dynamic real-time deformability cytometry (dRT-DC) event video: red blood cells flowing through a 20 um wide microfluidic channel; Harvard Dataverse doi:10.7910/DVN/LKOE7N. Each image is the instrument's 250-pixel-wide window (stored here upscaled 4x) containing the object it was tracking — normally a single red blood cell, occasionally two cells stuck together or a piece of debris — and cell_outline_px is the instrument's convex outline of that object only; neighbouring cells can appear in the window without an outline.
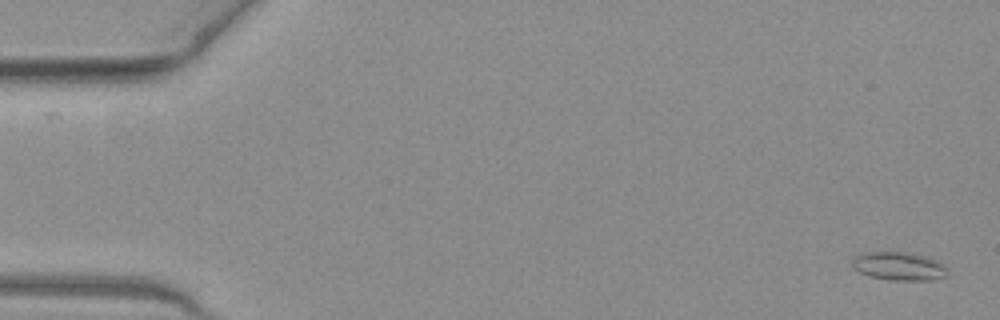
{"species": "common noctule bat (a hibernating species)", "species_latin": "Nyctalus noctula", "temperature_condition": "warm", "stored_images_in_passage": 51, "camera_frame_rate_fps": 3000, "um_per_image_px": 0.085, "animal": {"sex": "female", "body_mass_g": 19.3, "forearm_length_mm": 54.1}, "frame": {"image": 1, "passage_image": 1, "time_ms": 0.0, "image_size_px": [1000, 320], "cell_outline_px": [[948, 276], [932, 280], [892, 280], [868, 276], [852, 268], [852, 260], [860, 252], [904, 252], [920, 256], [932, 260], [948, 268]], "centroid_in_image_um": [76.35, 22.64], "position_along_channel_um": 8.6, "area_um2": 15.55}}
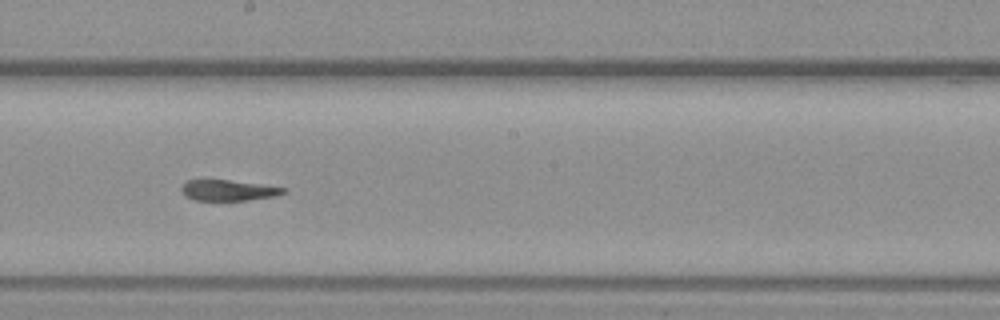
{"frame": {"image": 2, "passage_image": 28, "time_ms": 9.0, "image_size_px": [1000, 320], "cell_outline_px": [[288, 192], [276, 196], [248, 200], [192, 200], [184, 196], [180, 192], [180, 184], [184, 180], [228, 180], [260, 184], [288, 188]], "centroid_in_image_um": [19.36, 16.17], "position_along_channel_um": 228.8, "area_um2": 12.66}}
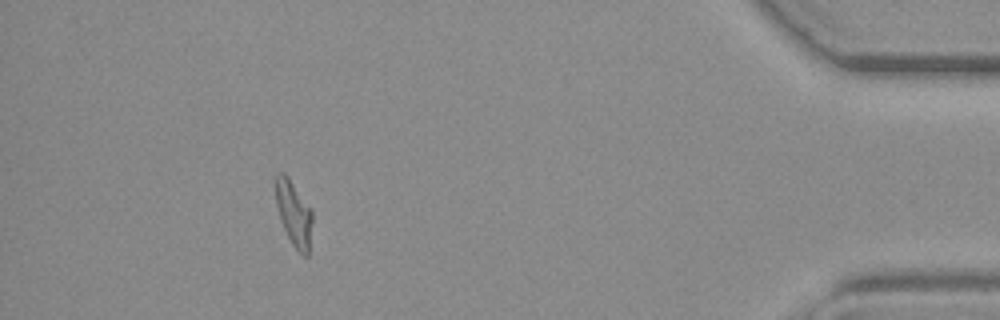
{"frame": {"image": 3, "passage_image": 46, "time_ms": 15.0, "image_size_px": [1000, 320], "cell_outline_px": [[312, 224], [308, 256], [304, 256], [292, 244], [280, 220], [276, 204], [276, 172], [284, 172], [288, 176], [312, 208]], "centroid_in_image_um": [24.98, 18.11], "position_along_channel_um": 410.2, "area_um2": 13.99}, "authors_computed_cell_mechanics": {"area_um2": 13.9876, "velocity_mm_per_s": 4.0427, "shape_relaxation_time_tau1_ms": null, "shape_relaxation_time_tau2_ms": 4.2718, "deformation_change_tau1": null, "deformation_change_tau2": 0.1474}}